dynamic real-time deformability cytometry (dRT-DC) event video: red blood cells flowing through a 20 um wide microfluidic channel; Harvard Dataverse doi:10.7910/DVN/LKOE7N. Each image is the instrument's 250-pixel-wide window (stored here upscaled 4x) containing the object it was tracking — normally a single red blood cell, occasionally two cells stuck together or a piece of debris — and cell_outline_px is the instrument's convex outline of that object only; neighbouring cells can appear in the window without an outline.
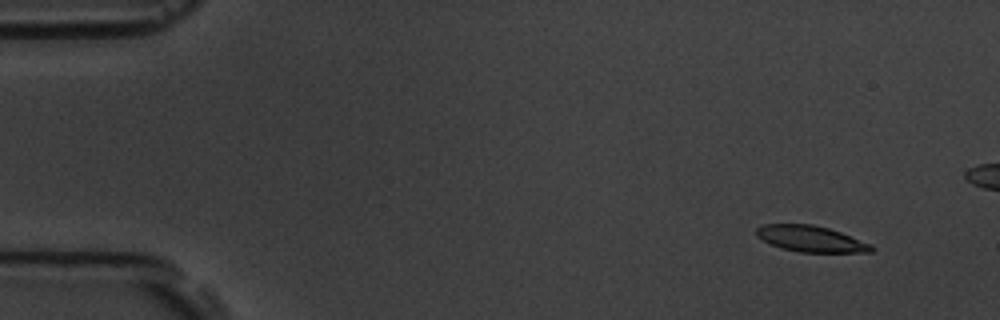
{"species": "common noctule bat (a hibernating species)", "species_latin": "Nyctalus noctula", "temperature_condition": "room temperature", "stored_images_in_passage": 7, "segment_of_instrument_passage": [1, 2], "camera_frame_rate_fps": 3000, "um_per_image_px": 0.085, "animal": {"sex": "male", "body_mass_g": 19.5, "forearm_length_mm": 54.6}, "frame": {"image": 1, "passage_image": 2, "time_ms": 1.333, "image_size_px": [1000, 320], "cell_outline_px": [[876, 248], [872, 252], [800, 252], [780, 248], [756, 236], [756, 228], [764, 224], [812, 224], [828, 228], [840, 232], [872, 244]], "centroid_in_image_um": [68.94, 20.3], "position_along_channel_um": 16.1, "area_um2": 17.46}}
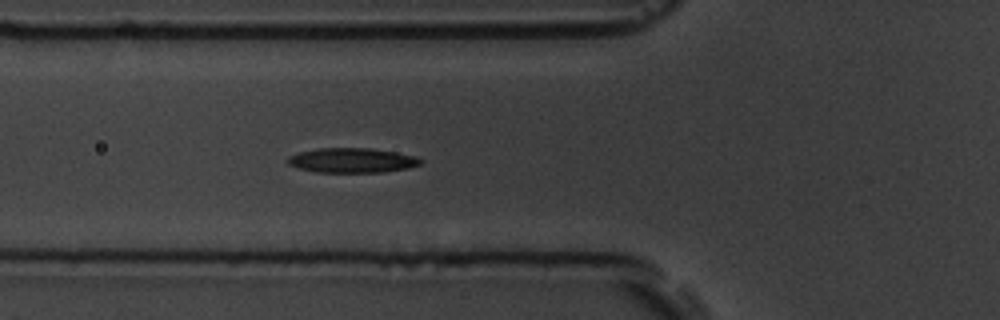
{"frame": {"image": 2, "passage_image": 6, "time_ms": 6.667, "image_size_px": [1000, 320], "cell_outline_px": [[424, 160], [420, 164], [408, 168], [384, 172], [316, 172], [300, 168], [288, 164], [284, 160], [288, 156], [300, 152], [320, 148], [372, 148], [396, 152], [416, 156]], "centroid_in_image_um": [29.93, 13.63], "position_along_channel_um": 95.9, "area_um2": 19.19}}